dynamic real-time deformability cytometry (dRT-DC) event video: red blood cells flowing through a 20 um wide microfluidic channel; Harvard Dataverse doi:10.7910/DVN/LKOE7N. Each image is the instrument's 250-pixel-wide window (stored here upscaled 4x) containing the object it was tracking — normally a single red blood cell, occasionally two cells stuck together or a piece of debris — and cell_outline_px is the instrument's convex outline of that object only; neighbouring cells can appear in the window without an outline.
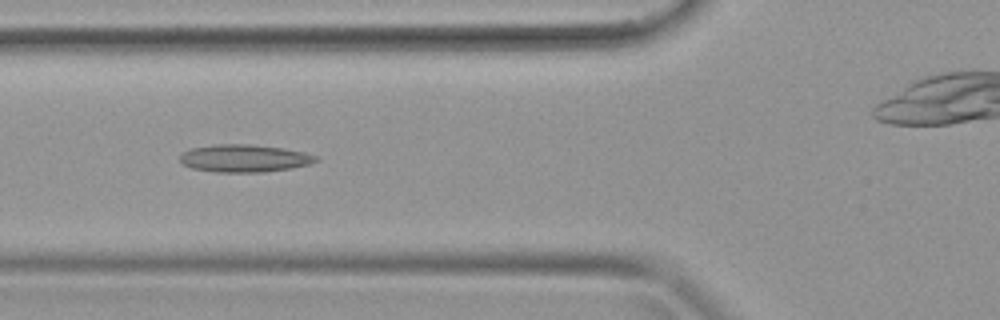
{"species": "common noctule bat (a hibernating species)", "species_latin": "Nyctalus noctula", "temperature_condition": "warm", "stored_images_in_passage": 33, "camera_frame_rate_fps": 3000, "um_per_image_px": 0.085, "animal": {"sex": "female", "body_mass_g": 19.9}, "frame": {"image": 1, "passage_image": 8, "time_ms": 2.333, "image_size_px": [1000, 320], "cell_outline_px": [[320, 160], [308, 164], [292, 168], [264, 172], [216, 172], [192, 168], [184, 164], [180, 160], [180, 156], [184, 152], [192, 148], [216, 144], [248, 144], [284, 148], [304, 152], [320, 156]], "centroid_in_image_um": [20.82, 13.45], "position_along_channel_um": 105.0, "area_um2": 21.85}}
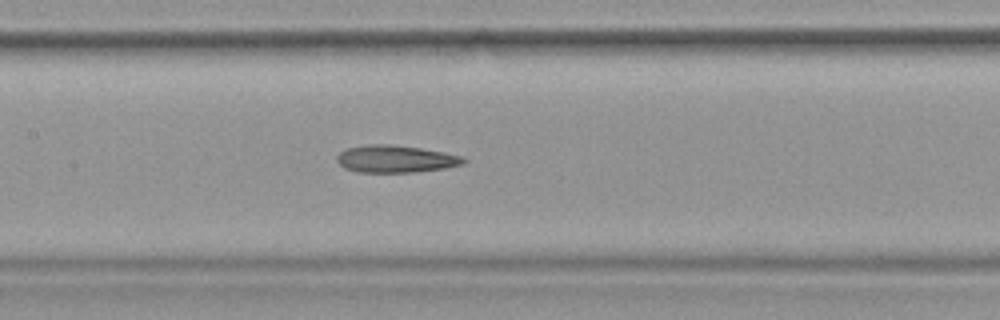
{"frame": {"image": 2, "passage_image": 12, "time_ms": 3.667, "image_size_px": [1000, 320], "cell_outline_px": [[468, 160], [464, 164], [444, 168], [412, 172], [356, 172], [344, 168], [336, 160], [336, 156], [340, 152], [348, 148], [368, 144], [392, 144], [420, 148], [444, 152], [464, 156]], "centroid_in_image_um": [33.64, 13.5], "position_along_channel_um": 173.8, "area_um2": 20.23}}
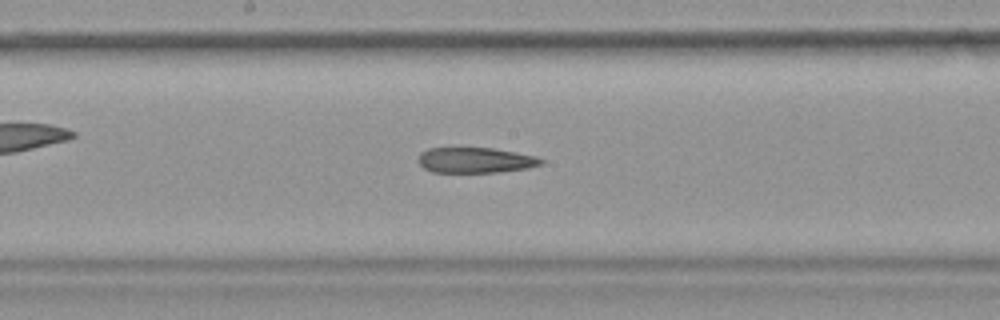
{"frame": {"image": 3, "passage_image": 14, "time_ms": 4.333, "image_size_px": [1000, 320], "cell_outline_px": [[544, 164], [528, 168], [496, 172], [432, 172], [424, 168], [416, 160], [420, 152], [428, 148], [492, 148], [516, 152], [536, 156], [544, 160]], "centroid_in_image_um": [40.4, 13.61], "position_along_channel_um": 207.8, "area_um2": 18.32}}